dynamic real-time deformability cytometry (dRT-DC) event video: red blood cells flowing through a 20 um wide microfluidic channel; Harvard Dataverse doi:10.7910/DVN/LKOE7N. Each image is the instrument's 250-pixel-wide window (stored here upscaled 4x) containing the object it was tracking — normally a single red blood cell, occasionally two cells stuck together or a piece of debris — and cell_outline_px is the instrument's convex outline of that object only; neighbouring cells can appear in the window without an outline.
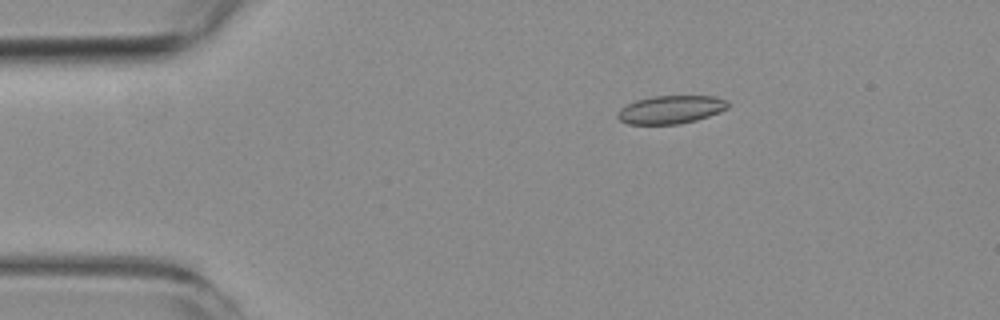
{"species": "common noctule bat (a hibernating species)", "species_latin": "Nyctalus noctula", "temperature_condition": "room temperature", "stored_images_in_passage": 4, "camera_frame_rate_fps": 3000, "um_per_image_px": 0.085, "animal": {"sex": "female", "body_mass_g": 19.3, "forearm_length_mm": 54.1}, "frame": {"image": 1, "passage_image": 2, "time_ms": 1.0, "image_size_px": [1000, 320], "cell_outline_px": [[728, 108], [708, 116], [696, 120], [680, 124], [628, 124], [620, 120], [616, 116], [616, 112], [620, 108], [636, 100], [652, 96], [716, 96], [728, 100]], "centroid_in_image_um": [57.0, 9.31], "position_along_channel_um": 28.0, "area_um2": 18.15}}
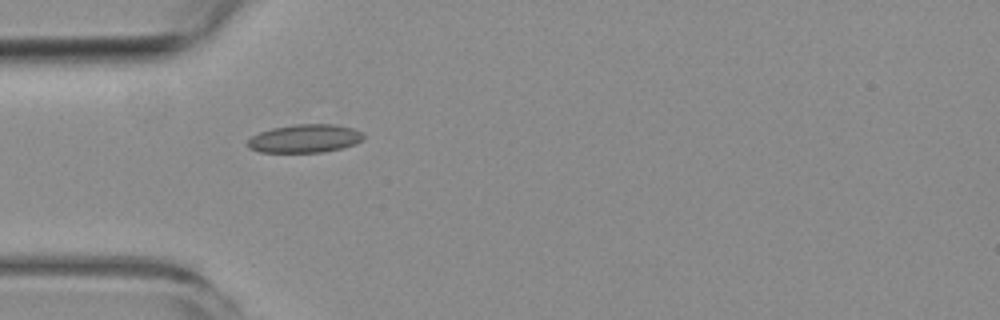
{"frame": {"image": 2, "passage_image": 4, "time_ms": 3.333, "image_size_px": [1000, 320], "cell_outline_px": [[364, 136], [356, 144], [324, 152], [260, 152], [248, 148], [248, 140], [252, 136], [260, 132], [272, 128], [296, 124], [336, 124], [352, 128], [360, 132]], "centroid_in_image_um": [25.89, 11.77], "position_along_channel_um": 59.1, "area_um2": 18.96}}